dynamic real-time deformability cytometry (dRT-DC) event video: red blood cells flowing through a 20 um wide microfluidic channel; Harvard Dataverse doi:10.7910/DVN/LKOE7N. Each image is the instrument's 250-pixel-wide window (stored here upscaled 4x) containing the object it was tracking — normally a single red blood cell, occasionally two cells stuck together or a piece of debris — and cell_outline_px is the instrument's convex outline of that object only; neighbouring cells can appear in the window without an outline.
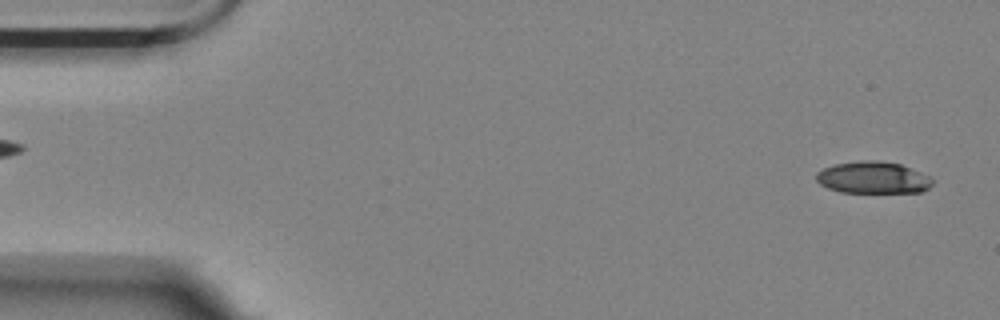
{"species": "Egyptian fruit bat (a non-hibernating species)", "species_latin": "Rousettus aegyptiacus", "temperature_condition": "room temperature", "stored_images_in_passage": 17, "camera_frame_rate_fps": 3000, "um_per_image_px": 0.085, "animal": {"sex": "female"}, "frame": {"image": 1, "passage_image": 3, "time_ms": 0.667, "image_size_px": [1000, 320], "cell_outline_px": [[932, 184], [928, 188], [920, 192], [840, 192], [828, 188], [820, 184], [816, 180], [816, 172], [824, 168], [836, 164], [860, 160], [880, 160], [900, 164], [920, 172], [928, 176], [932, 180]], "centroid_in_image_um": [74.18, 15.09], "position_along_channel_um": 10.8, "area_um2": 21.5}}
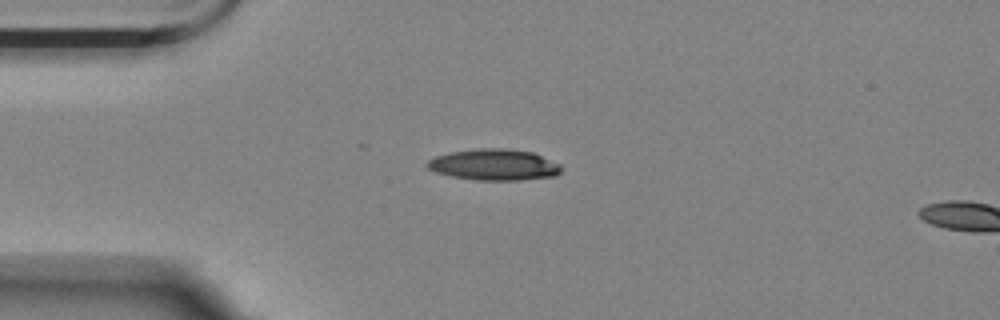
{"frame": {"image": 2, "passage_image": 14, "time_ms": 4.333, "image_size_px": [1000, 320], "cell_outline_px": [[564, 168], [556, 176], [520, 180], [476, 180], [452, 176], [436, 172], [428, 168], [424, 164], [428, 160], [436, 156], [448, 152], [476, 148], [504, 148], [532, 152], [560, 164]], "centroid_in_image_um": [42.0, 14.0], "position_along_channel_um": 43.0, "area_um2": 24.51}}